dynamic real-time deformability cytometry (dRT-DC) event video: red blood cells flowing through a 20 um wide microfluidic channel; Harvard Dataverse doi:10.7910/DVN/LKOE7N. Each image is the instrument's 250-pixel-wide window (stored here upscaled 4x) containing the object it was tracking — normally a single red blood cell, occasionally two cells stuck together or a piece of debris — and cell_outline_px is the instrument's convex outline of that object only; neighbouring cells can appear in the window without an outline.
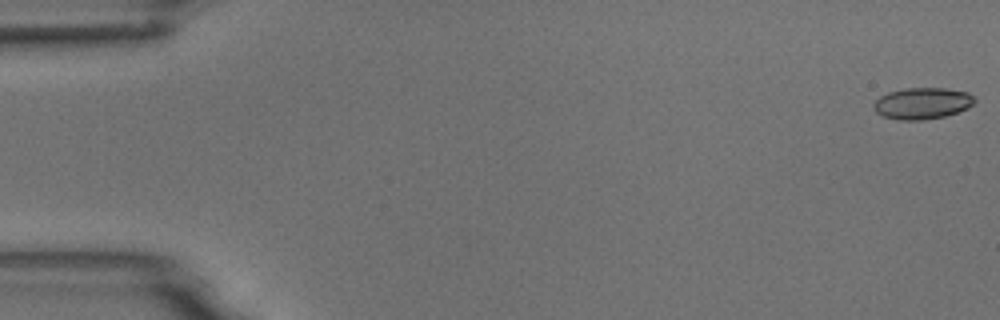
{"species": "common noctule bat (a hibernating species)", "species_latin": "Nyctalus noctula", "temperature_condition": "room temperature", "stored_images_in_passage": 54, "camera_frame_rate_fps": 3000, "um_per_image_px": 0.085, "animal": {"sex": "male", "body_mass_g": 18.8}, "frame": {"image": 1, "passage_image": 1, "time_ms": 0.0, "image_size_px": [1000, 320], "cell_outline_px": [[976, 100], [968, 108], [944, 116], [924, 120], [900, 120], [884, 116], [876, 112], [872, 108], [872, 104], [880, 96], [888, 92], [904, 88], [944, 88], [968, 92]], "centroid_in_image_um": [78.37, 8.78], "position_along_channel_um": 6.6, "area_um2": 18.5}}
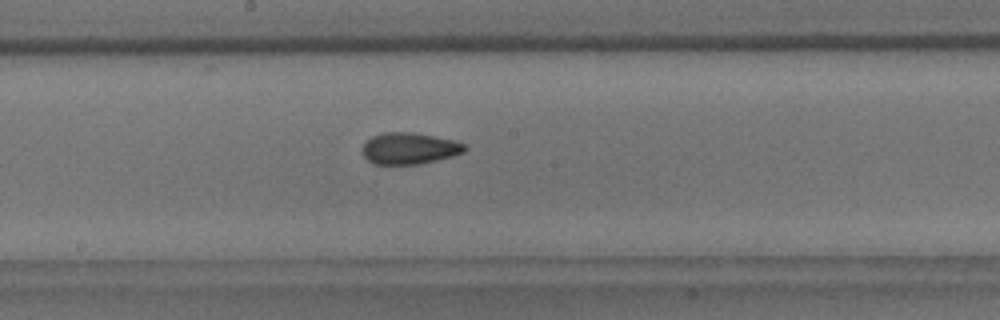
{"frame": {"image": 2, "passage_image": 29, "time_ms": 9.333, "image_size_px": [1000, 320], "cell_outline_px": [[468, 148], [464, 152], [452, 156], [420, 164], [372, 164], [364, 156], [364, 144], [372, 136], [384, 132], [412, 132], [456, 140], [464, 144]], "centroid_in_image_um": [34.83, 12.61], "position_along_channel_um": 213.4, "area_um2": 18.73}}
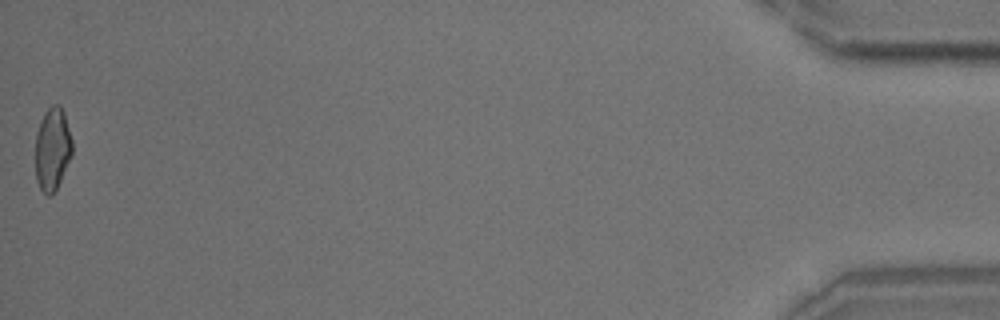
{"frame": {"image": 3, "passage_image": 54, "time_ms": 17.667, "image_size_px": [1000, 320], "cell_outline_px": [[72, 156], [52, 196], [48, 196], [40, 188], [36, 180], [36, 132], [44, 112], [52, 104], [60, 104], [64, 112], [72, 140]], "centroid_in_image_um": [4.46, 12.64], "position_along_channel_um": 430.7, "area_um2": 17.8}, "authors_computed_cell_mechanics": {"area_um2": 18.4382, "velocity_mm_per_s": 3.7715, "shape_relaxation_time_tau1_ms": 4.9504, "shape_relaxation_time_tau2_ms": 2.4586, "deformation_change_tau1": 0.1242, "deformation_change_tau2": 0.0847}}